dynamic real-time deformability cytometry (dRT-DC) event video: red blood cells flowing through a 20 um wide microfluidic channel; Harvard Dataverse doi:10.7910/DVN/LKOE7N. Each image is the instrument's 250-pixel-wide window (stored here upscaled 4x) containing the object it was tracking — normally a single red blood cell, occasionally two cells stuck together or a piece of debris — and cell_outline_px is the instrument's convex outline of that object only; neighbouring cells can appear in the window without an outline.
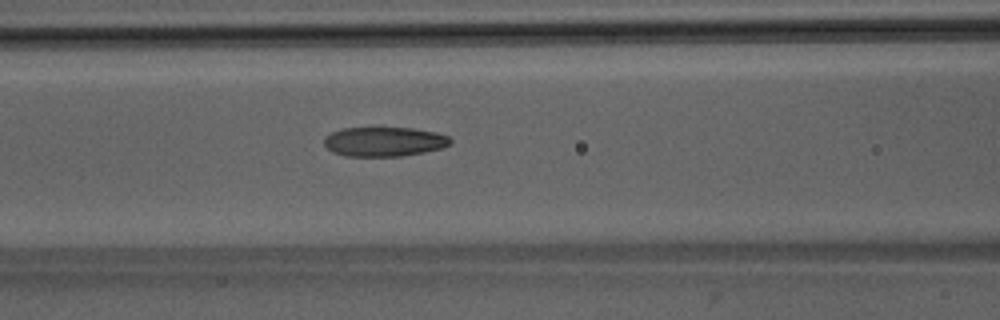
{"species": "Egyptian fruit bat (a non-hibernating species)", "species_latin": "Rousettus aegyptiacus", "temperature_condition": "room temperature", "stored_images_in_passage": 42, "camera_frame_rate_fps": 3000, "um_per_image_px": 0.085, "animal": {"sex": "male"}, "frame": {"image": 1, "passage_image": 13, "time_ms": 4.0, "image_size_px": [1000, 320], "cell_outline_px": [[452, 144], [440, 148], [424, 152], [400, 156], [348, 156], [332, 152], [324, 144], [324, 136], [332, 132], [344, 128], [412, 128], [436, 132], [448, 136], [452, 140]], "centroid_in_image_um": [32.66, 12.04], "position_along_channel_um": 133.9, "area_um2": 21.62}}
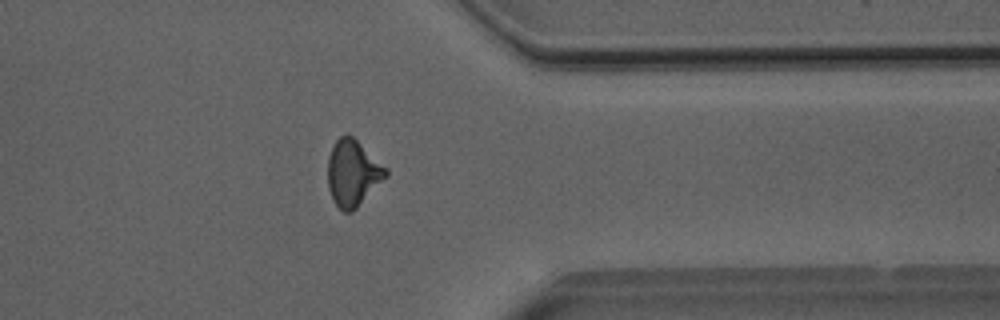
{"frame": {"image": 2, "passage_image": 32, "time_ms": 10.333, "image_size_px": [1000, 320], "cell_outline_px": [[388, 176], [352, 212], [344, 212], [332, 200], [328, 188], [328, 156], [336, 140], [340, 136], [348, 132], [388, 168]], "centroid_in_image_um": [30.0, 14.69], "position_along_channel_um": 381.4, "area_um2": 22.54}}
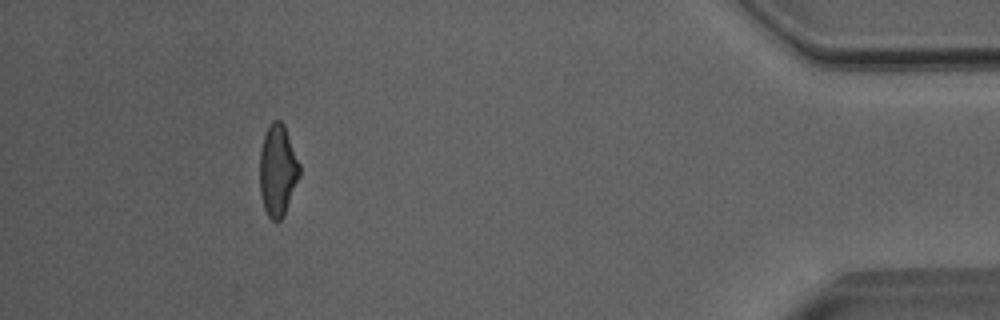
{"frame": {"image": 3, "passage_image": 38, "time_ms": 12.333, "image_size_px": [1000, 320], "cell_outline_px": [[300, 176], [284, 216], [276, 224], [268, 216], [264, 208], [260, 192], [260, 152], [264, 136], [272, 120], [280, 120], [284, 124], [300, 164]], "centroid_in_image_um": [23.62, 14.52], "position_along_channel_um": 411.6, "area_um2": 21.33}, "authors_computed_cell_mechanics": {"area_um2": 21.7039, "velocity_mm_per_s": 4.0478, "shape_relaxation_time_tau1_ms": 7.1657, "shape_relaxation_time_tau2_ms": 2.7857, "deformation_change_tau1": 0.2122, "deformation_change_tau2": 0.0839}}